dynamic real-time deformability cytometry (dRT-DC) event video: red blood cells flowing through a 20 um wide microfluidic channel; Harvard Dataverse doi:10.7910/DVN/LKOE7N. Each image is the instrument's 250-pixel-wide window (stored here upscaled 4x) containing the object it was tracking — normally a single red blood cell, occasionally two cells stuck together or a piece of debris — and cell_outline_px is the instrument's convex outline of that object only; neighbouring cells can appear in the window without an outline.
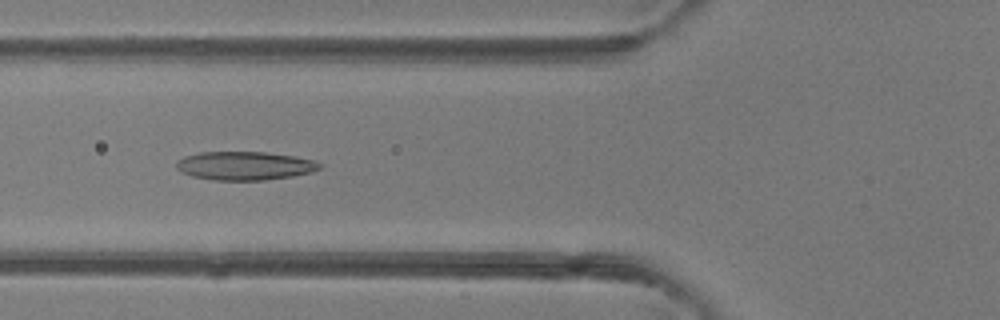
{"species": "common noctule bat (a hibernating species)", "species_latin": "Nyctalus noctula", "temperature_condition": "room temperature", "stored_images_in_passage": 35, "camera_frame_rate_fps": 3000, "um_per_image_px": 0.085, "animal": {"sex": "female"}, "frame": {"image": 1, "passage_image": 5, "time_ms": 1.333, "image_size_px": [1000, 320], "cell_outline_px": [[324, 164], [320, 168], [312, 172], [292, 176], [264, 180], [212, 180], [192, 176], [180, 172], [176, 168], [176, 164], [184, 156], [200, 152], [264, 152], [296, 156], [312, 160]], "centroid_in_image_um": [20.81, 14.09], "position_along_channel_um": 105.0, "area_um2": 23.87}}
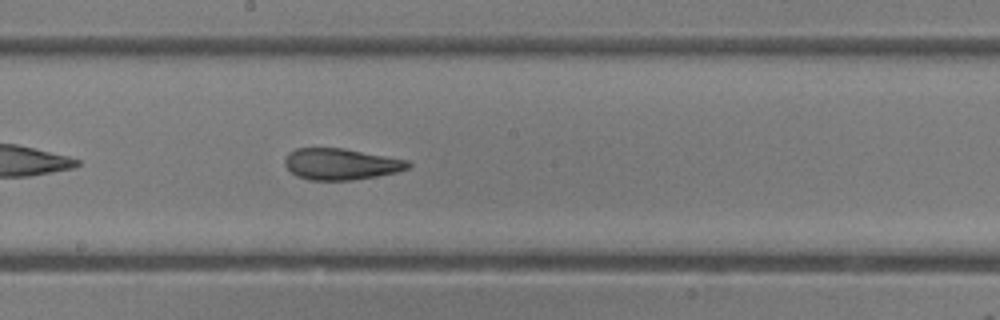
{"frame": {"image": 2, "passage_image": 13, "time_ms": 4.0, "image_size_px": [1000, 320], "cell_outline_px": [[412, 164], [408, 168], [396, 172], [376, 176], [352, 180], [308, 180], [296, 176], [284, 164], [284, 156], [288, 152], [296, 148], [344, 148], [408, 160]], "centroid_in_image_um": [28.95, 13.94], "position_along_channel_um": 219.3, "area_um2": 22.6}}
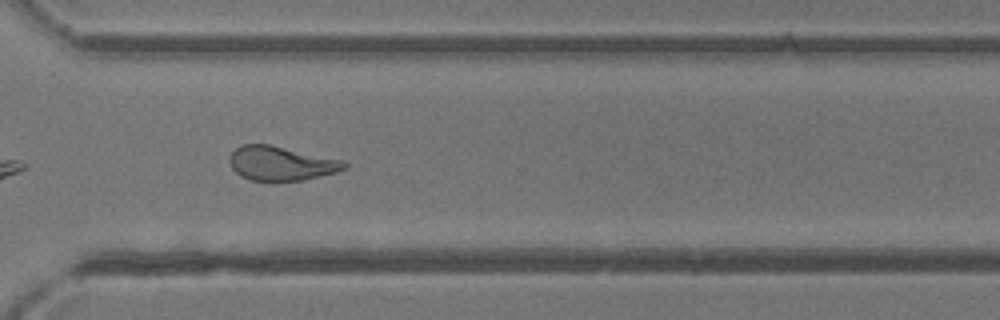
{"frame": {"image": 3, "passage_image": 22, "time_ms": 7.0, "image_size_px": [1000, 320], "cell_outline_px": [[348, 168], [336, 172], [304, 180], [252, 180], [240, 176], [232, 168], [228, 160], [232, 152], [240, 144], [268, 144], [344, 160], [348, 164]], "centroid_in_image_um": [23.9, 13.88], "position_along_channel_um": 346.7, "area_um2": 22.83}, "authors_computed_cell_mechanics": {"area_um2": 23.9292, "velocity_mm_per_s": 4.2636, "shape_relaxation_time_tau1_ms": 9.2013, "shape_relaxation_time_tau2_ms": 1.945, "deformation_change_tau1": 0.2587, "deformation_change_tau2": 0.1101}}